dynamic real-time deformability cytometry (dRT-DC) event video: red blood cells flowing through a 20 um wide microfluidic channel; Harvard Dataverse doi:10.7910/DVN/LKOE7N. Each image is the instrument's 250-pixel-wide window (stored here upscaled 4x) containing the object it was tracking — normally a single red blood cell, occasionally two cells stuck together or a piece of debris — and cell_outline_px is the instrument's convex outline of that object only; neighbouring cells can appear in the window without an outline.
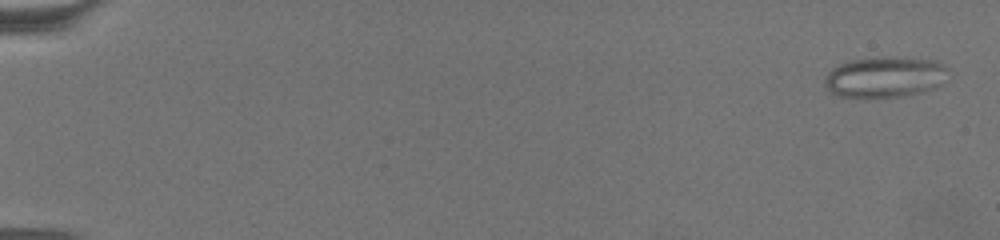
{"species": "common noctule bat (a hibernating species)", "species_latin": "Nyctalus noctula", "temperature_condition": "warm", "stored_images_in_passage": 68, "camera_frame_rate_fps": 3000, "um_per_image_px": 0.085, "animal": {"sex": "female", "body_mass_g": 19.5, "forearm_length_mm": 54.1}, "frame": {"image": 1, "passage_image": 1, "time_ms": 0.0, "image_size_px": [1000, 240], "cell_outline_px": [[948, 68], [944, 84], [936, 88], [924, 92], [900, 96], [840, 96], [832, 92], [824, 84], [824, 80], [828, 72], [832, 68], [840, 64], [852, 60], [892, 56], [896, 56], [936, 60], [944, 64]], "centroid_in_image_um": [75.3, 6.52], "position_along_channel_um": 9.7, "area_um2": 29.36}}
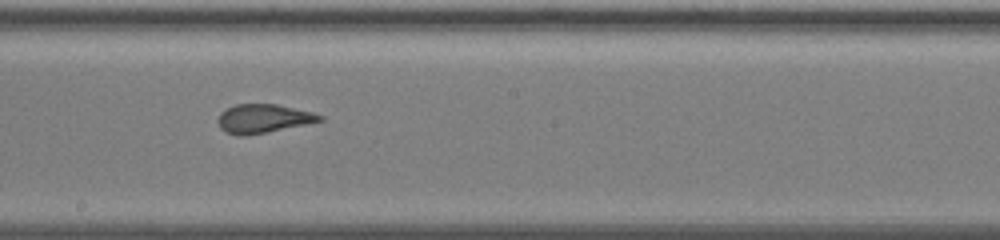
{"frame": {"image": 2, "passage_image": 40, "time_ms": 13.0, "image_size_px": [1000, 240], "cell_outline_px": [[324, 120], [244, 136], [236, 136], [224, 132], [220, 128], [216, 120], [220, 112], [236, 104], [276, 104], [312, 112], [324, 116]], "centroid_in_image_um": [22.31, 10.08], "position_along_channel_um": 225.9, "area_um2": 16.94}}
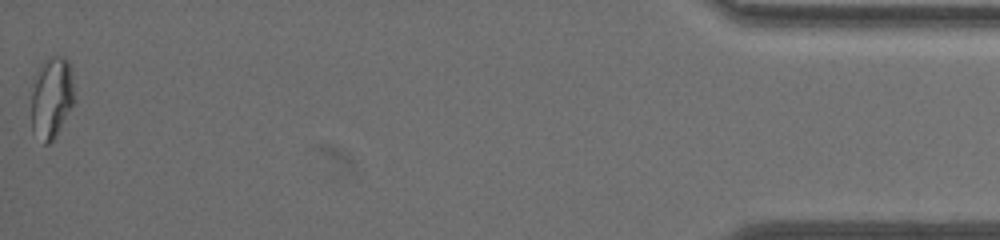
{"frame": {"image": 3, "passage_image": 68, "time_ms": 22.333, "image_size_px": [1000, 240], "cell_outline_px": [[72, 104], [52, 140], [48, 144], [44, 144], [32, 132], [32, 92], [40, 64], [44, 60], [52, 56], [64, 56], [68, 60], [72, 84]], "centroid_in_image_um": [4.34, 8.28], "position_along_channel_um": 430.9, "area_um2": 19.59}, "authors_computed_cell_mechanics": {"area_um2": 18.2359, "velocity_mm_per_s": 3.1076, "shape_relaxation_time_tau1_ms": null, "shape_relaxation_time_tau2_ms": 1.2061, "deformation_change_tau1": null, "deformation_change_tau2": 0.0975}}